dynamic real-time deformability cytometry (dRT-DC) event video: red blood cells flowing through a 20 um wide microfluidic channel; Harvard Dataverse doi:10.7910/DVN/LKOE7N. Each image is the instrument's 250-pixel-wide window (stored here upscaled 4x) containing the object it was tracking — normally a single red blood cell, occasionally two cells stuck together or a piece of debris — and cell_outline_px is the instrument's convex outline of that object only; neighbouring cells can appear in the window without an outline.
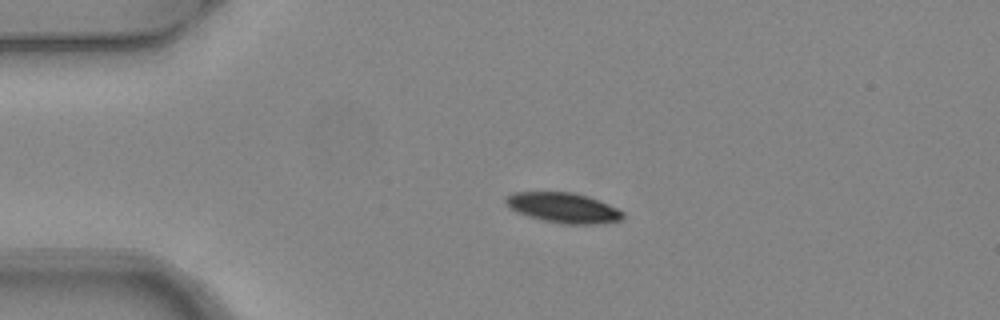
{"species": "common noctule bat (a hibernating species)", "species_latin": "Nyctalus noctula", "temperature_condition": "warm", "stored_images_in_passage": 2, "camera_frame_rate_fps": 3000, "um_per_image_px": 0.085, "animal": {"sex": "female", "body_mass_g": 24.6, "forearm_length_mm": 56.2}, "frame": {"image": 1, "passage_image": 1, "time_ms": 0.0, "image_size_px": [1000, 320], "cell_outline_px": [[624, 216], [620, 220], [596, 224], [564, 224], [544, 220], [528, 216], [516, 212], [508, 208], [504, 200], [504, 196], [512, 192], [572, 192], [588, 196], [608, 204], [624, 212]], "centroid_in_image_um": [47.83, 17.65], "position_along_channel_um": 37.2, "area_um2": 20.63}}